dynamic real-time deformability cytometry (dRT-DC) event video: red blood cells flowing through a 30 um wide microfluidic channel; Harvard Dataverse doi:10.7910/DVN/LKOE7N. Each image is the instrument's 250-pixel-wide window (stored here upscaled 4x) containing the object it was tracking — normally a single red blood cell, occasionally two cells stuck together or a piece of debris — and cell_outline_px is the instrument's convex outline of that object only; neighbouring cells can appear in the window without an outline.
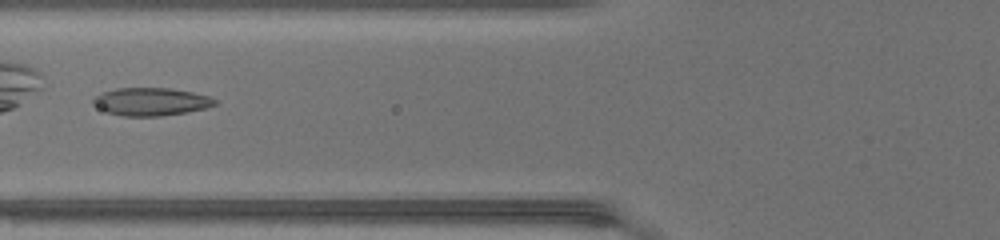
{"species": "common noctule bat (a hibernating species)", "species_latin": "Nyctalus noctula", "temperature_condition": "warm", "stored_images_in_passage": 19, "camera_frame_rate_fps": 3000, "um_per_image_px": 0.085, "animal": {"sex": "female", "body_mass_g": 17.0, "forearm_length_mm": 48.0}, "frame": {"image": 1, "passage_image": 4, "time_ms": 1.0, "image_size_px": [1000, 240], "cell_outline_px": [[216, 104], [204, 108], [184, 112], [160, 116], [124, 116], [108, 112], [92, 104], [92, 100], [96, 96], [104, 92], [116, 88], [168, 88], [192, 92], [208, 96], [216, 100]], "centroid_in_image_um": [12.81, 8.64], "position_along_channel_um": 113.0, "area_um2": 19.42}}